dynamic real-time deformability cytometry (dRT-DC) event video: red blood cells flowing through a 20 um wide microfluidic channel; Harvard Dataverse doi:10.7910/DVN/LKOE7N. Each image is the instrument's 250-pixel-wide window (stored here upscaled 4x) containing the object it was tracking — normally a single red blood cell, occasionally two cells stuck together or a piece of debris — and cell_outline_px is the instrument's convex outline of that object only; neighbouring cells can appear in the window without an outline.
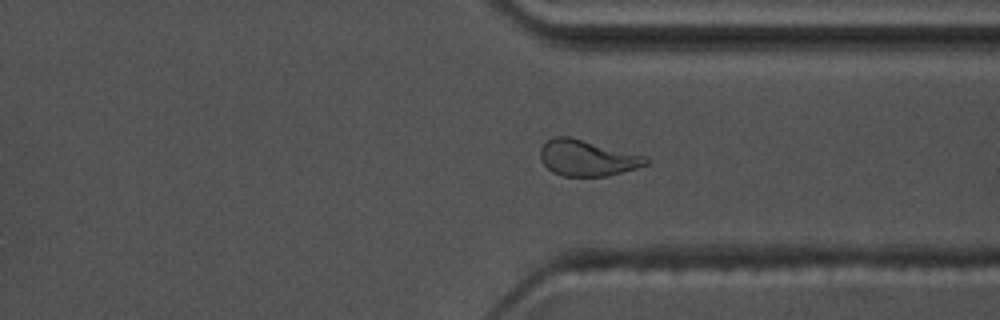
{"species": "common noctule bat (a hibernating species)", "species_latin": "Nyctalus noctula", "temperature_condition": "warm", "stored_images_in_passage": 57, "camera_frame_rate_fps": 3000, "um_per_image_px": 0.085, "animal": {"sex": "male", "body_mass_g": 17.5, "forearm_length_mm": 52.3}, "frame": {"image": 1, "passage_image": 43, "time_ms": 14.0, "image_size_px": [1000, 320], "cell_outline_px": [[652, 160], [648, 164], [636, 168], [608, 176], [564, 176], [552, 172], [540, 160], [540, 148], [552, 136], [568, 136], [648, 156]], "centroid_in_image_um": [49.94, 13.42], "position_along_channel_um": 361.5, "area_um2": 22.31}}
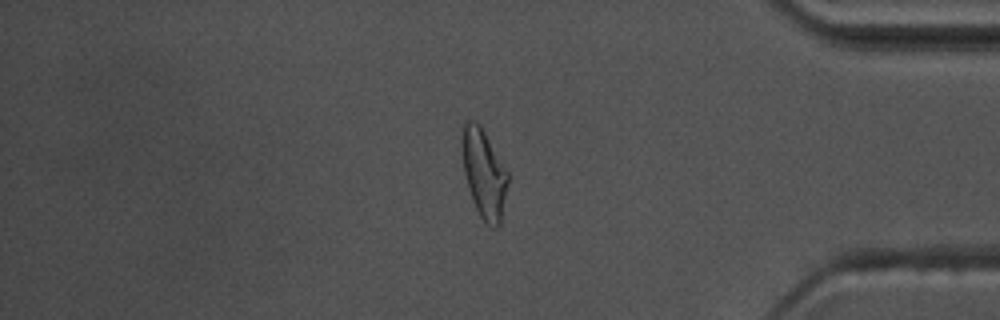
{"frame": {"image": 2, "passage_image": 48, "time_ms": 15.667, "image_size_px": [1000, 320], "cell_outline_px": [[508, 184], [500, 224], [496, 228], [492, 228], [480, 216], [472, 200], [468, 188], [464, 172], [460, 144], [460, 140], [464, 124], [468, 120], [472, 120], [480, 124], [508, 172]], "centroid_in_image_um": [41.12, 14.73], "position_along_channel_um": 394.1, "area_um2": 23.76}}
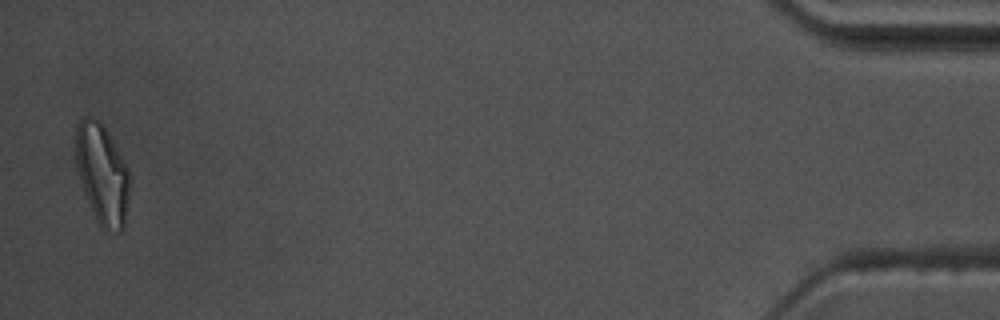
{"frame": {"image": 3, "passage_image": 56, "time_ms": 18.333, "image_size_px": [1000, 320], "cell_outline_px": [[128, 196], [124, 232], [116, 232], [100, 228], [96, 220], [84, 192], [76, 164], [76, 124], [84, 116], [88, 116], [100, 120], [104, 124], [128, 168]], "centroid_in_image_um": [8.68, 14.79], "position_along_channel_um": 426.5, "area_um2": 31.44}, "authors_computed_cell_mechanics": {"area_um2": 21.675, "velocity_mm_per_s": 3.5621, "shape_relaxation_time_tau1_ms": 10.4495, "shape_relaxation_time_tau2_ms": 2.2502, "deformation_change_tau1": 0.2736, "deformation_change_tau2": 0.0983}}